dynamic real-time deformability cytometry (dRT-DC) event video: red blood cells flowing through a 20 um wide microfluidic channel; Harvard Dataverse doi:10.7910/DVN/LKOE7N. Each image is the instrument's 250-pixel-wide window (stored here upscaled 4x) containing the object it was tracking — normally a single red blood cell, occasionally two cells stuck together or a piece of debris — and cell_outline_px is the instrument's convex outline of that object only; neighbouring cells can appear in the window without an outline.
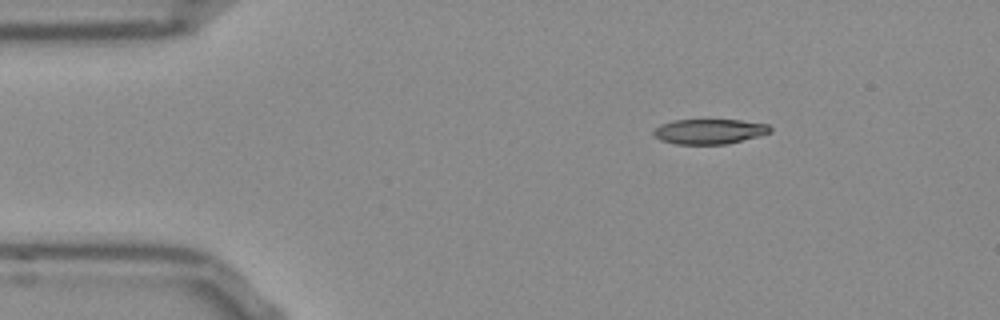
{"species": "Egyptian fruit bat (a non-hibernating species)", "species_latin": "Rousettus aegyptiacus", "temperature_condition": "room temperature", "stored_images_in_passage": 45, "camera_frame_rate_fps": 3000, "um_per_image_px": 0.085, "frame": {"image": 1, "passage_image": 1, "time_ms": 0.0, "image_size_px": [1000, 320], "cell_outline_px": [[772, 132], [760, 136], [728, 144], [676, 144], [660, 140], [652, 132], [660, 124], [672, 120], [740, 120], [768, 124], [772, 128]], "centroid_in_image_um": [60.33, 11.17], "position_along_channel_um": 24.7, "area_um2": 17.11}}
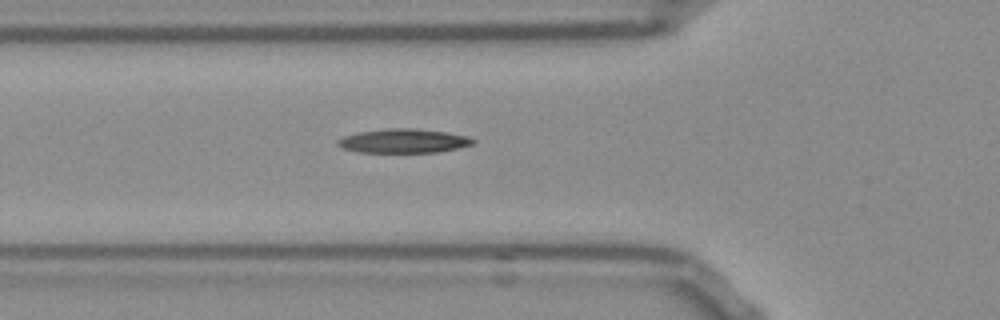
{"frame": {"image": 2, "passage_image": 11, "time_ms": 3.333, "image_size_px": [1000, 320], "cell_outline_px": [[476, 140], [472, 144], [460, 148], [436, 152], [356, 152], [344, 148], [336, 144], [336, 140], [344, 136], [360, 132], [388, 128], [416, 128], [448, 132], [468, 136]], "centroid_in_image_um": [34.32, 11.97], "position_along_channel_um": 91.5, "area_um2": 19.02}}
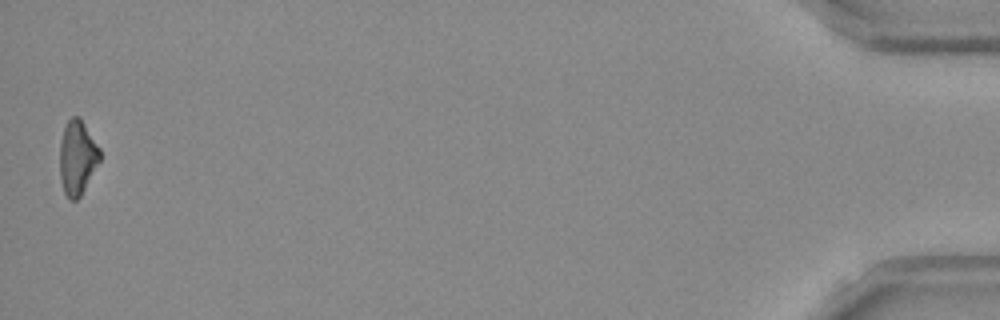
{"frame": {"image": 3, "passage_image": 45, "time_ms": 14.667, "image_size_px": [1000, 320], "cell_outline_px": [[100, 160], [80, 196], [76, 200], [72, 200], [64, 192], [60, 180], [60, 140], [64, 128], [68, 120], [72, 116], [80, 116], [100, 148]], "centroid_in_image_um": [6.57, 13.35], "position_along_channel_um": 428.6, "area_um2": 17.28}}